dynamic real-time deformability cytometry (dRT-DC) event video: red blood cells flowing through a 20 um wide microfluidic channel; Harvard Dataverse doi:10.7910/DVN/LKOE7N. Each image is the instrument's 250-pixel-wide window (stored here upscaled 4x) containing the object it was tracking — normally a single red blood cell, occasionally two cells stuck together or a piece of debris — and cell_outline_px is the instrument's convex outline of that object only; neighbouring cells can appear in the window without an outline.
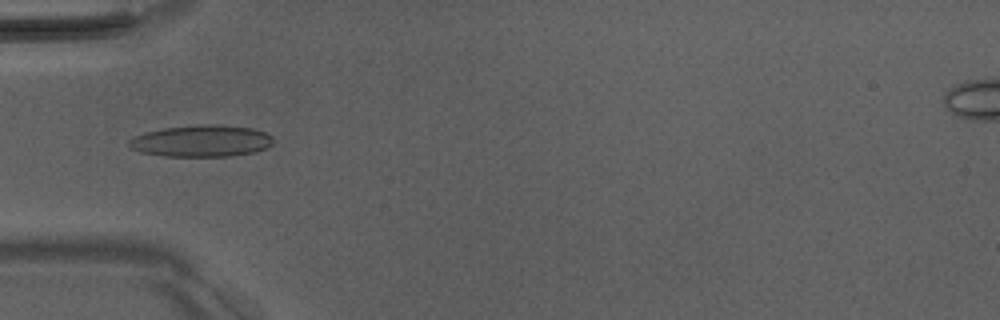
{"species": "Egyptian fruit bat (a non-hibernating species)", "species_latin": "Rousettus aegyptiacus", "temperature_condition": "room temperature", "stored_images_in_passage": 7, "camera_frame_rate_fps": 3000, "um_per_image_px": 0.085, "animal": {"sex": "male"}, "frame": {"image": 1, "passage_image": 6, "time_ms": 6.667, "image_size_px": [1000, 320], "cell_outline_px": [[272, 144], [268, 148], [256, 152], [232, 156], [164, 156], [140, 152], [132, 148], [128, 144], [128, 140], [144, 132], [164, 128], [200, 124], [220, 124], [252, 128], [264, 132], [272, 136]], "centroid_in_image_um": [17.14, 11.98], "position_along_channel_um": 67.9, "area_um2": 26.82}}